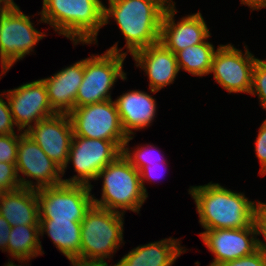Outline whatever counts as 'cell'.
<instances>
[{
	"mask_svg": "<svg viewBox=\"0 0 266 266\" xmlns=\"http://www.w3.org/2000/svg\"><path fill=\"white\" fill-rule=\"evenodd\" d=\"M104 5L103 25L114 18L125 38L124 52L136 51L160 42L161 22L166 8L173 0H108Z\"/></svg>",
	"mask_w": 266,
	"mask_h": 266,
	"instance_id": "obj_1",
	"label": "cell"
},
{
	"mask_svg": "<svg viewBox=\"0 0 266 266\" xmlns=\"http://www.w3.org/2000/svg\"><path fill=\"white\" fill-rule=\"evenodd\" d=\"M199 223L205 230L240 229L254 223L256 202L244 193L228 190L219 183L191 186Z\"/></svg>",
	"mask_w": 266,
	"mask_h": 266,
	"instance_id": "obj_2",
	"label": "cell"
},
{
	"mask_svg": "<svg viewBox=\"0 0 266 266\" xmlns=\"http://www.w3.org/2000/svg\"><path fill=\"white\" fill-rule=\"evenodd\" d=\"M39 22L76 44H96L104 27V4L101 0H43Z\"/></svg>",
	"mask_w": 266,
	"mask_h": 266,
	"instance_id": "obj_3",
	"label": "cell"
},
{
	"mask_svg": "<svg viewBox=\"0 0 266 266\" xmlns=\"http://www.w3.org/2000/svg\"><path fill=\"white\" fill-rule=\"evenodd\" d=\"M94 204L81 221L80 266H111V258L123 243L124 216Z\"/></svg>",
	"mask_w": 266,
	"mask_h": 266,
	"instance_id": "obj_4",
	"label": "cell"
},
{
	"mask_svg": "<svg viewBox=\"0 0 266 266\" xmlns=\"http://www.w3.org/2000/svg\"><path fill=\"white\" fill-rule=\"evenodd\" d=\"M102 181L100 200L93 195L97 207L124 214L126 210L139 213L148 197L141 186L139 171L121 154L97 175Z\"/></svg>",
	"mask_w": 266,
	"mask_h": 266,
	"instance_id": "obj_5",
	"label": "cell"
},
{
	"mask_svg": "<svg viewBox=\"0 0 266 266\" xmlns=\"http://www.w3.org/2000/svg\"><path fill=\"white\" fill-rule=\"evenodd\" d=\"M125 58L123 48L118 49V42L102 55L84 58V77L78 89L75 108L112 99L109 90L117 79H127L123 70Z\"/></svg>",
	"mask_w": 266,
	"mask_h": 266,
	"instance_id": "obj_6",
	"label": "cell"
},
{
	"mask_svg": "<svg viewBox=\"0 0 266 266\" xmlns=\"http://www.w3.org/2000/svg\"><path fill=\"white\" fill-rule=\"evenodd\" d=\"M124 142L73 135L68 159L62 168V175L70 162H72L77 175L63 179V183L91 186L90 181H96L98 173L122 154Z\"/></svg>",
	"mask_w": 266,
	"mask_h": 266,
	"instance_id": "obj_7",
	"label": "cell"
},
{
	"mask_svg": "<svg viewBox=\"0 0 266 266\" xmlns=\"http://www.w3.org/2000/svg\"><path fill=\"white\" fill-rule=\"evenodd\" d=\"M30 18L19 7H6L0 13V79L15 62L34 52L36 44L46 37Z\"/></svg>",
	"mask_w": 266,
	"mask_h": 266,
	"instance_id": "obj_8",
	"label": "cell"
},
{
	"mask_svg": "<svg viewBox=\"0 0 266 266\" xmlns=\"http://www.w3.org/2000/svg\"><path fill=\"white\" fill-rule=\"evenodd\" d=\"M92 188L66 183L39 188V220L82 221L93 205Z\"/></svg>",
	"mask_w": 266,
	"mask_h": 266,
	"instance_id": "obj_9",
	"label": "cell"
},
{
	"mask_svg": "<svg viewBox=\"0 0 266 266\" xmlns=\"http://www.w3.org/2000/svg\"><path fill=\"white\" fill-rule=\"evenodd\" d=\"M68 115L75 136L110 141L127 140L116 103L112 99L76 107Z\"/></svg>",
	"mask_w": 266,
	"mask_h": 266,
	"instance_id": "obj_10",
	"label": "cell"
},
{
	"mask_svg": "<svg viewBox=\"0 0 266 266\" xmlns=\"http://www.w3.org/2000/svg\"><path fill=\"white\" fill-rule=\"evenodd\" d=\"M245 53L230 44L219 45L216 49L210 73L224 90L230 93H250L252 73L256 60L247 46Z\"/></svg>",
	"mask_w": 266,
	"mask_h": 266,
	"instance_id": "obj_11",
	"label": "cell"
},
{
	"mask_svg": "<svg viewBox=\"0 0 266 266\" xmlns=\"http://www.w3.org/2000/svg\"><path fill=\"white\" fill-rule=\"evenodd\" d=\"M15 165L21 187L38 190L63 183L62 168L25 132L19 137ZM31 178L37 181L34 182L36 185Z\"/></svg>",
	"mask_w": 266,
	"mask_h": 266,
	"instance_id": "obj_12",
	"label": "cell"
},
{
	"mask_svg": "<svg viewBox=\"0 0 266 266\" xmlns=\"http://www.w3.org/2000/svg\"><path fill=\"white\" fill-rule=\"evenodd\" d=\"M5 92L18 132H27L37 122L57 114L49 103L47 90L41 79Z\"/></svg>",
	"mask_w": 266,
	"mask_h": 266,
	"instance_id": "obj_13",
	"label": "cell"
},
{
	"mask_svg": "<svg viewBox=\"0 0 266 266\" xmlns=\"http://www.w3.org/2000/svg\"><path fill=\"white\" fill-rule=\"evenodd\" d=\"M199 235L208 250L215 256L209 266L232 261L258 250V237L254 223L240 229L205 230Z\"/></svg>",
	"mask_w": 266,
	"mask_h": 266,
	"instance_id": "obj_14",
	"label": "cell"
},
{
	"mask_svg": "<svg viewBox=\"0 0 266 266\" xmlns=\"http://www.w3.org/2000/svg\"><path fill=\"white\" fill-rule=\"evenodd\" d=\"M172 2L164 11L160 29V42L174 54L208 40L211 36L207 24L200 11L182 17L175 23V14L178 12Z\"/></svg>",
	"mask_w": 266,
	"mask_h": 266,
	"instance_id": "obj_15",
	"label": "cell"
},
{
	"mask_svg": "<svg viewBox=\"0 0 266 266\" xmlns=\"http://www.w3.org/2000/svg\"><path fill=\"white\" fill-rule=\"evenodd\" d=\"M47 156L63 168L67 162L73 139L68 114H55L37 122L27 132Z\"/></svg>",
	"mask_w": 266,
	"mask_h": 266,
	"instance_id": "obj_16",
	"label": "cell"
},
{
	"mask_svg": "<svg viewBox=\"0 0 266 266\" xmlns=\"http://www.w3.org/2000/svg\"><path fill=\"white\" fill-rule=\"evenodd\" d=\"M135 66L144 70L149 78V89L157 93L173 84L180 72L176 55L161 42L136 51L133 55Z\"/></svg>",
	"mask_w": 266,
	"mask_h": 266,
	"instance_id": "obj_17",
	"label": "cell"
},
{
	"mask_svg": "<svg viewBox=\"0 0 266 266\" xmlns=\"http://www.w3.org/2000/svg\"><path fill=\"white\" fill-rule=\"evenodd\" d=\"M84 77V59L71 64L53 76L41 79L46 87L49 103L57 114H69Z\"/></svg>",
	"mask_w": 266,
	"mask_h": 266,
	"instance_id": "obj_18",
	"label": "cell"
},
{
	"mask_svg": "<svg viewBox=\"0 0 266 266\" xmlns=\"http://www.w3.org/2000/svg\"><path fill=\"white\" fill-rule=\"evenodd\" d=\"M118 114L127 136L135 135L133 130L148 128L156 115V99L147 92L131 90L123 93L116 100Z\"/></svg>",
	"mask_w": 266,
	"mask_h": 266,
	"instance_id": "obj_19",
	"label": "cell"
},
{
	"mask_svg": "<svg viewBox=\"0 0 266 266\" xmlns=\"http://www.w3.org/2000/svg\"><path fill=\"white\" fill-rule=\"evenodd\" d=\"M185 252L179 239L169 237L131 249L113 266H172Z\"/></svg>",
	"mask_w": 266,
	"mask_h": 266,
	"instance_id": "obj_20",
	"label": "cell"
},
{
	"mask_svg": "<svg viewBox=\"0 0 266 266\" xmlns=\"http://www.w3.org/2000/svg\"><path fill=\"white\" fill-rule=\"evenodd\" d=\"M0 214L11 227L39 225L37 190L25 187L0 193Z\"/></svg>",
	"mask_w": 266,
	"mask_h": 266,
	"instance_id": "obj_21",
	"label": "cell"
},
{
	"mask_svg": "<svg viewBox=\"0 0 266 266\" xmlns=\"http://www.w3.org/2000/svg\"><path fill=\"white\" fill-rule=\"evenodd\" d=\"M39 232L41 237L46 233L51 238L71 266H80L81 221L39 220Z\"/></svg>",
	"mask_w": 266,
	"mask_h": 266,
	"instance_id": "obj_22",
	"label": "cell"
},
{
	"mask_svg": "<svg viewBox=\"0 0 266 266\" xmlns=\"http://www.w3.org/2000/svg\"><path fill=\"white\" fill-rule=\"evenodd\" d=\"M39 225H16L11 227L5 252L19 263L29 262L34 257L44 254L40 241Z\"/></svg>",
	"mask_w": 266,
	"mask_h": 266,
	"instance_id": "obj_23",
	"label": "cell"
},
{
	"mask_svg": "<svg viewBox=\"0 0 266 266\" xmlns=\"http://www.w3.org/2000/svg\"><path fill=\"white\" fill-rule=\"evenodd\" d=\"M215 51L213 44L208 41L178 51L175 55L179 70L199 77L210 74Z\"/></svg>",
	"mask_w": 266,
	"mask_h": 266,
	"instance_id": "obj_24",
	"label": "cell"
},
{
	"mask_svg": "<svg viewBox=\"0 0 266 266\" xmlns=\"http://www.w3.org/2000/svg\"><path fill=\"white\" fill-rule=\"evenodd\" d=\"M133 138V136L127 137V140L124 142L122 148V154L138 171H140L144 166L147 165L166 163L164 156L162 157L161 155H159L161 154V151L159 152V150L154 145L146 144V146H138L136 149L134 147V151H132V149H129L128 144ZM156 151H158L159 154H154V152Z\"/></svg>",
	"mask_w": 266,
	"mask_h": 266,
	"instance_id": "obj_25",
	"label": "cell"
},
{
	"mask_svg": "<svg viewBox=\"0 0 266 266\" xmlns=\"http://www.w3.org/2000/svg\"><path fill=\"white\" fill-rule=\"evenodd\" d=\"M250 95H258L260 105L266 110V59H257L252 73Z\"/></svg>",
	"mask_w": 266,
	"mask_h": 266,
	"instance_id": "obj_26",
	"label": "cell"
},
{
	"mask_svg": "<svg viewBox=\"0 0 266 266\" xmlns=\"http://www.w3.org/2000/svg\"><path fill=\"white\" fill-rule=\"evenodd\" d=\"M15 164L0 162V193L21 188Z\"/></svg>",
	"mask_w": 266,
	"mask_h": 266,
	"instance_id": "obj_27",
	"label": "cell"
},
{
	"mask_svg": "<svg viewBox=\"0 0 266 266\" xmlns=\"http://www.w3.org/2000/svg\"><path fill=\"white\" fill-rule=\"evenodd\" d=\"M20 134L0 135V162L16 163Z\"/></svg>",
	"mask_w": 266,
	"mask_h": 266,
	"instance_id": "obj_28",
	"label": "cell"
},
{
	"mask_svg": "<svg viewBox=\"0 0 266 266\" xmlns=\"http://www.w3.org/2000/svg\"><path fill=\"white\" fill-rule=\"evenodd\" d=\"M254 225L257 236L263 235L266 241V203L258 201L254 211ZM257 238L258 249L266 253V243Z\"/></svg>",
	"mask_w": 266,
	"mask_h": 266,
	"instance_id": "obj_29",
	"label": "cell"
},
{
	"mask_svg": "<svg viewBox=\"0 0 266 266\" xmlns=\"http://www.w3.org/2000/svg\"><path fill=\"white\" fill-rule=\"evenodd\" d=\"M5 93L4 91L0 94V135L16 133L14 131V126L16 127V125L13 121L10 105ZM3 96L6 98L7 102L4 101Z\"/></svg>",
	"mask_w": 266,
	"mask_h": 266,
	"instance_id": "obj_30",
	"label": "cell"
},
{
	"mask_svg": "<svg viewBox=\"0 0 266 266\" xmlns=\"http://www.w3.org/2000/svg\"><path fill=\"white\" fill-rule=\"evenodd\" d=\"M255 152L260 162L259 174L266 175V119L259 128L255 141Z\"/></svg>",
	"mask_w": 266,
	"mask_h": 266,
	"instance_id": "obj_31",
	"label": "cell"
},
{
	"mask_svg": "<svg viewBox=\"0 0 266 266\" xmlns=\"http://www.w3.org/2000/svg\"><path fill=\"white\" fill-rule=\"evenodd\" d=\"M216 266H266V253L258 249L250 255Z\"/></svg>",
	"mask_w": 266,
	"mask_h": 266,
	"instance_id": "obj_32",
	"label": "cell"
},
{
	"mask_svg": "<svg viewBox=\"0 0 266 266\" xmlns=\"http://www.w3.org/2000/svg\"><path fill=\"white\" fill-rule=\"evenodd\" d=\"M164 164L165 163H160V164H155V165H147V166H144L139 171V175H140V179H141V186H142L144 193L147 196H148V193H147V189L145 187L146 180L151 182L152 180L153 181L157 180L159 177L161 178V176H163V173H159V172H161V169L164 167ZM164 170H162V172Z\"/></svg>",
	"mask_w": 266,
	"mask_h": 266,
	"instance_id": "obj_33",
	"label": "cell"
},
{
	"mask_svg": "<svg viewBox=\"0 0 266 266\" xmlns=\"http://www.w3.org/2000/svg\"><path fill=\"white\" fill-rule=\"evenodd\" d=\"M11 226L9 222L0 214V249L6 251L9 241Z\"/></svg>",
	"mask_w": 266,
	"mask_h": 266,
	"instance_id": "obj_34",
	"label": "cell"
},
{
	"mask_svg": "<svg viewBox=\"0 0 266 266\" xmlns=\"http://www.w3.org/2000/svg\"><path fill=\"white\" fill-rule=\"evenodd\" d=\"M241 4L247 5L252 11L266 8V0H241Z\"/></svg>",
	"mask_w": 266,
	"mask_h": 266,
	"instance_id": "obj_35",
	"label": "cell"
},
{
	"mask_svg": "<svg viewBox=\"0 0 266 266\" xmlns=\"http://www.w3.org/2000/svg\"><path fill=\"white\" fill-rule=\"evenodd\" d=\"M0 6L4 7H19L14 0H0Z\"/></svg>",
	"mask_w": 266,
	"mask_h": 266,
	"instance_id": "obj_36",
	"label": "cell"
},
{
	"mask_svg": "<svg viewBox=\"0 0 266 266\" xmlns=\"http://www.w3.org/2000/svg\"><path fill=\"white\" fill-rule=\"evenodd\" d=\"M5 266H23V265H16L13 262L9 261ZM25 266V265H24ZM27 266V265H26Z\"/></svg>",
	"mask_w": 266,
	"mask_h": 266,
	"instance_id": "obj_37",
	"label": "cell"
},
{
	"mask_svg": "<svg viewBox=\"0 0 266 266\" xmlns=\"http://www.w3.org/2000/svg\"><path fill=\"white\" fill-rule=\"evenodd\" d=\"M6 7L0 6V13L5 9Z\"/></svg>",
	"mask_w": 266,
	"mask_h": 266,
	"instance_id": "obj_38",
	"label": "cell"
}]
</instances>
